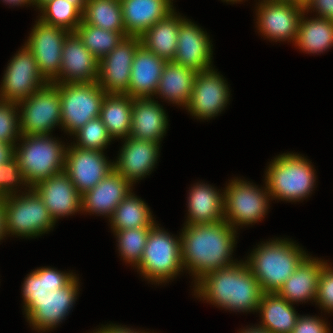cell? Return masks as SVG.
Segmentation results:
<instances>
[{"instance_id": "1", "label": "cell", "mask_w": 333, "mask_h": 333, "mask_svg": "<svg viewBox=\"0 0 333 333\" xmlns=\"http://www.w3.org/2000/svg\"><path fill=\"white\" fill-rule=\"evenodd\" d=\"M237 231L227 222L185 224L181 237V259L184 270L194 282L209 272L230 267Z\"/></svg>"}, {"instance_id": "2", "label": "cell", "mask_w": 333, "mask_h": 333, "mask_svg": "<svg viewBox=\"0 0 333 333\" xmlns=\"http://www.w3.org/2000/svg\"><path fill=\"white\" fill-rule=\"evenodd\" d=\"M207 273L195 282L194 294L220 308L256 312L264 294L244 261Z\"/></svg>"}, {"instance_id": "3", "label": "cell", "mask_w": 333, "mask_h": 333, "mask_svg": "<svg viewBox=\"0 0 333 333\" xmlns=\"http://www.w3.org/2000/svg\"><path fill=\"white\" fill-rule=\"evenodd\" d=\"M54 139L51 134L21 135V144H15L12 172L16 187L22 184L32 188L41 180L64 170L66 147Z\"/></svg>"}, {"instance_id": "4", "label": "cell", "mask_w": 333, "mask_h": 333, "mask_svg": "<svg viewBox=\"0 0 333 333\" xmlns=\"http://www.w3.org/2000/svg\"><path fill=\"white\" fill-rule=\"evenodd\" d=\"M245 261L264 293H275L308 256L289 239L269 240L253 249Z\"/></svg>"}, {"instance_id": "5", "label": "cell", "mask_w": 333, "mask_h": 333, "mask_svg": "<svg viewBox=\"0 0 333 333\" xmlns=\"http://www.w3.org/2000/svg\"><path fill=\"white\" fill-rule=\"evenodd\" d=\"M305 157L283 153L274 158L266 171L265 183L272 199L300 201L313 191L315 170Z\"/></svg>"}, {"instance_id": "6", "label": "cell", "mask_w": 333, "mask_h": 333, "mask_svg": "<svg viewBox=\"0 0 333 333\" xmlns=\"http://www.w3.org/2000/svg\"><path fill=\"white\" fill-rule=\"evenodd\" d=\"M145 279L156 284L183 272L181 237H174L156 223L149 231L140 262L135 266Z\"/></svg>"}, {"instance_id": "7", "label": "cell", "mask_w": 333, "mask_h": 333, "mask_svg": "<svg viewBox=\"0 0 333 333\" xmlns=\"http://www.w3.org/2000/svg\"><path fill=\"white\" fill-rule=\"evenodd\" d=\"M16 189L4 198L7 235L35 238L52 230L56 222L39 195L32 188L22 195Z\"/></svg>"}, {"instance_id": "8", "label": "cell", "mask_w": 333, "mask_h": 333, "mask_svg": "<svg viewBox=\"0 0 333 333\" xmlns=\"http://www.w3.org/2000/svg\"><path fill=\"white\" fill-rule=\"evenodd\" d=\"M61 99V126L70 135L100 117L105 91L97 82L55 83Z\"/></svg>"}, {"instance_id": "9", "label": "cell", "mask_w": 333, "mask_h": 333, "mask_svg": "<svg viewBox=\"0 0 333 333\" xmlns=\"http://www.w3.org/2000/svg\"><path fill=\"white\" fill-rule=\"evenodd\" d=\"M252 184L236 178L223 190L224 221L235 230L240 225L247 226L261 221L269 208L271 196L266 183L264 189Z\"/></svg>"}, {"instance_id": "10", "label": "cell", "mask_w": 333, "mask_h": 333, "mask_svg": "<svg viewBox=\"0 0 333 333\" xmlns=\"http://www.w3.org/2000/svg\"><path fill=\"white\" fill-rule=\"evenodd\" d=\"M21 135H50L61 127V99L55 83H47L18 103Z\"/></svg>"}, {"instance_id": "11", "label": "cell", "mask_w": 333, "mask_h": 333, "mask_svg": "<svg viewBox=\"0 0 333 333\" xmlns=\"http://www.w3.org/2000/svg\"><path fill=\"white\" fill-rule=\"evenodd\" d=\"M79 279L75 276L66 286L47 291L41 297H29L23 304L27 321L36 331H50L66 318L77 300Z\"/></svg>"}, {"instance_id": "12", "label": "cell", "mask_w": 333, "mask_h": 333, "mask_svg": "<svg viewBox=\"0 0 333 333\" xmlns=\"http://www.w3.org/2000/svg\"><path fill=\"white\" fill-rule=\"evenodd\" d=\"M47 83L38 70L34 54L24 45L7 65L0 100L19 103Z\"/></svg>"}, {"instance_id": "13", "label": "cell", "mask_w": 333, "mask_h": 333, "mask_svg": "<svg viewBox=\"0 0 333 333\" xmlns=\"http://www.w3.org/2000/svg\"><path fill=\"white\" fill-rule=\"evenodd\" d=\"M37 20L24 45L34 54L43 78L53 83L60 75L63 43L71 32Z\"/></svg>"}, {"instance_id": "14", "label": "cell", "mask_w": 333, "mask_h": 333, "mask_svg": "<svg viewBox=\"0 0 333 333\" xmlns=\"http://www.w3.org/2000/svg\"><path fill=\"white\" fill-rule=\"evenodd\" d=\"M140 45V37H125L110 53L99 60L97 83L106 94L129 95L131 67Z\"/></svg>"}, {"instance_id": "15", "label": "cell", "mask_w": 333, "mask_h": 333, "mask_svg": "<svg viewBox=\"0 0 333 333\" xmlns=\"http://www.w3.org/2000/svg\"><path fill=\"white\" fill-rule=\"evenodd\" d=\"M214 68L199 71L186 109L197 119H210L221 113L230 97L228 83Z\"/></svg>"}, {"instance_id": "16", "label": "cell", "mask_w": 333, "mask_h": 333, "mask_svg": "<svg viewBox=\"0 0 333 333\" xmlns=\"http://www.w3.org/2000/svg\"><path fill=\"white\" fill-rule=\"evenodd\" d=\"M114 170V161L106 159L103 151L66 147L64 171L82 195L91 190Z\"/></svg>"}, {"instance_id": "17", "label": "cell", "mask_w": 333, "mask_h": 333, "mask_svg": "<svg viewBox=\"0 0 333 333\" xmlns=\"http://www.w3.org/2000/svg\"><path fill=\"white\" fill-rule=\"evenodd\" d=\"M258 30L272 41H291L295 43L299 30L300 19L305 11L294 3L273 2L262 0L258 3Z\"/></svg>"}, {"instance_id": "18", "label": "cell", "mask_w": 333, "mask_h": 333, "mask_svg": "<svg viewBox=\"0 0 333 333\" xmlns=\"http://www.w3.org/2000/svg\"><path fill=\"white\" fill-rule=\"evenodd\" d=\"M98 66L99 61L71 32L63 43L60 75L53 83L97 82Z\"/></svg>"}, {"instance_id": "19", "label": "cell", "mask_w": 333, "mask_h": 333, "mask_svg": "<svg viewBox=\"0 0 333 333\" xmlns=\"http://www.w3.org/2000/svg\"><path fill=\"white\" fill-rule=\"evenodd\" d=\"M32 189L43 200L55 222L61 217L81 212V194L64 170L41 180Z\"/></svg>"}, {"instance_id": "20", "label": "cell", "mask_w": 333, "mask_h": 333, "mask_svg": "<svg viewBox=\"0 0 333 333\" xmlns=\"http://www.w3.org/2000/svg\"><path fill=\"white\" fill-rule=\"evenodd\" d=\"M178 43L173 62L195 71L212 68V43L198 25L185 19L179 26Z\"/></svg>"}, {"instance_id": "21", "label": "cell", "mask_w": 333, "mask_h": 333, "mask_svg": "<svg viewBox=\"0 0 333 333\" xmlns=\"http://www.w3.org/2000/svg\"><path fill=\"white\" fill-rule=\"evenodd\" d=\"M123 140L125 142L114 162V169L133 185L153 171L160 144L132 137Z\"/></svg>"}, {"instance_id": "22", "label": "cell", "mask_w": 333, "mask_h": 333, "mask_svg": "<svg viewBox=\"0 0 333 333\" xmlns=\"http://www.w3.org/2000/svg\"><path fill=\"white\" fill-rule=\"evenodd\" d=\"M132 186L114 169L91 190L81 195V211L110 218L118 204L130 193Z\"/></svg>"}, {"instance_id": "23", "label": "cell", "mask_w": 333, "mask_h": 333, "mask_svg": "<svg viewBox=\"0 0 333 333\" xmlns=\"http://www.w3.org/2000/svg\"><path fill=\"white\" fill-rule=\"evenodd\" d=\"M152 98H133L129 137L160 144L167 132L168 119L163 106Z\"/></svg>"}, {"instance_id": "24", "label": "cell", "mask_w": 333, "mask_h": 333, "mask_svg": "<svg viewBox=\"0 0 333 333\" xmlns=\"http://www.w3.org/2000/svg\"><path fill=\"white\" fill-rule=\"evenodd\" d=\"M166 62L141 44L133 58L129 95L132 98L154 96Z\"/></svg>"}, {"instance_id": "25", "label": "cell", "mask_w": 333, "mask_h": 333, "mask_svg": "<svg viewBox=\"0 0 333 333\" xmlns=\"http://www.w3.org/2000/svg\"><path fill=\"white\" fill-rule=\"evenodd\" d=\"M127 37H140L174 10L168 0H120Z\"/></svg>"}, {"instance_id": "26", "label": "cell", "mask_w": 333, "mask_h": 333, "mask_svg": "<svg viewBox=\"0 0 333 333\" xmlns=\"http://www.w3.org/2000/svg\"><path fill=\"white\" fill-rule=\"evenodd\" d=\"M311 257L308 255L276 292L291 304L306 300L315 302L319 275L326 261Z\"/></svg>"}, {"instance_id": "27", "label": "cell", "mask_w": 333, "mask_h": 333, "mask_svg": "<svg viewBox=\"0 0 333 333\" xmlns=\"http://www.w3.org/2000/svg\"><path fill=\"white\" fill-rule=\"evenodd\" d=\"M188 218L185 224L216 223L224 220V192L209 184L196 183L188 196Z\"/></svg>"}, {"instance_id": "28", "label": "cell", "mask_w": 333, "mask_h": 333, "mask_svg": "<svg viewBox=\"0 0 333 333\" xmlns=\"http://www.w3.org/2000/svg\"><path fill=\"white\" fill-rule=\"evenodd\" d=\"M180 16L173 10L161 21H157L140 36L141 44L158 57L173 61L178 43L179 26L186 19Z\"/></svg>"}, {"instance_id": "29", "label": "cell", "mask_w": 333, "mask_h": 333, "mask_svg": "<svg viewBox=\"0 0 333 333\" xmlns=\"http://www.w3.org/2000/svg\"><path fill=\"white\" fill-rule=\"evenodd\" d=\"M197 73L194 69L167 61L155 95L158 94L161 98L169 100L168 102L187 107Z\"/></svg>"}, {"instance_id": "30", "label": "cell", "mask_w": 333, "mask_h": 333, "mask_svg": "<svg viewBox=\"0 0 333 333\" xmlns=\"http://www.w3.org/2000/svg\"><path fill=\"white\" fill-rule=\"evenodd\" d=\"M261 323L270 333H291L296 325L299 314L285 298L275 293H264L258 310Z\"/></svg>"}, {"instance_id": "31", "label": "cell", "mask_w": 333, "mask_h": 333, "mask_svg": "<svg viewBox=\"0 0 333 333\" xmlns=\"http://www.w3.org/2000/svg\"><path fill=\"white\" fill-rule=\"evenodd\" d=\"M133 98L127 94H106L100 118L114 139L128 138L131 132Z\"/></svg>"}, {"instance_id": "32", "label": "cell", "mask_w": 333, "mask_h": 333, "mask_svg": "<svg viewBox=\"0 0 333 333\" xmlns=\"http://www.w3.org/2000/svg\"><path fill=\"white\" fill-rule=\"evenodd\" d=\"M305 11L300 19L299 30L294 45L302 51L323 53L333 46V21L325 18L307 19Z\"/></svg>"}, {"instance_id": "33", "label": "cell", "mask_w": 333, "mask_h": 333, "mask_svg": "<svg viewBox=\"0 0 333 333\" xmlns=\"http://www.w3.org/2000/svg\"><path fill=\"white\" fill-rule=\"evenodd\" d=\"M132 191L118 204L109 219L113 232L153 227L156 224L148 205Z\"/></svg>"}, {"instance_id": "34", "label": "cell", "mask_w": 333, "mask_h": 333, "mask_svg": "<svg viewBox=\"0 0 333 333\" xmlns=\"http://www.w3.org/2000/svg\"><path fill=\"white\" fill-rule=\"evenodd\" d=\"M82 22L108 31L125 32L120 0H87Z\"/></svg>"}, {"instance_id": "35", "label": "cell", "mask_w": 333, "mask_h": 333, "mask_svg": "<svg viewBox=\"0 0 333 333\" xmlns=\"http://www.w3.org/2000/svg\"><path fill=\"white\" fill-rule=\"evenodd\" d=\"M75 33L98 61L127 37L126 32L108 31L84 22H81Z\"/></svg>"}, {"instance_id": "36", "label": "cell", "mask_w": 333, "mask_h": 333, "mask_svg": "<svg viewBox=\"0 0 333 333\" xmlns=\"http://www.w3.org/2000/svg\"><path fill=\"white\" fill-rule=\"evenodd\" d=\"M39 10L42 13L41 22L70 32H75L82 22V11L67 0H49Z\"/></svg>"}, {"instance_id": "37", "label": "cell", "mask_w": 333, "mask_h": 333, "mask_svg": "<svg viewBox=\"0 0 333 333\" xmlns=\"http://www.w3.org/2000/svg\"><path fill=\"white\" fill-rule=\"evenodd\" d=\"M151 228L141 227L114 232L117 236L116 239H118L117 246L120 256L123 257L126 263L136 266L140 262Z\"/></svg>"}, {"instance_id": "38", "label": "cell", "mask_w": 333, "mask_h": 333, "mask_svg": "<svg viewBox=\"0 0 333 333\" xmlns=\"http://www.w3.org/2000/svg\"><path fill=\"white\" fill-rule=\"evenodd\" d=\"M74 135L77 143L73 146L90 150L104 151L113 140L100 117L89 120Z\"/></svg>"}, {"instance_id": "39", "label": "cell", "mask_w": 333, "mask_h": 333, "mask_svg": "<svg viewBox=\"0 0 333 333\" xmlns=\"http://www.w3.org/2000/svg\"><path fill=\"white\" fill-rule=\"evenodd\" d=\"M18 103L0 100V141L15 145L21 137ZM17 111V112H16Z\"/></svg>"}, {"instance_id": "40", "label": "cell", "mask_w": 333, "mask_h": 333, "mask_svg": "<svg viewBox=\"0 0 333 333\" xmlns=\"http://www.w3.org/2000/svg\"><path fill=\"white\" fill-rule=\"evenodd\" d=\"M316 304L328 313L333 312V267L326 262L318 279Z\"/></svg>"}, {"instance_id": "41", "label": "cell", "mask_w": 333, "mask_h": 333, "mask_svg": "<svg viewBox=\"0 0 333 333\" xmlns=\"http://www.w3.org/2000/svg\"><path fill=\"white\" fill-rule=\"evenodd\" d=\"M45 284V267L31 271L22 285V297L25 302L29 297H41L47 293Z\"/></svg>"}, {"instance_id": "42", "label": "cell", "mask_w": 333, "mask_h": 333, "mask_svg": "<svg viewBox=\"0 0 333 333\" xmlns=\"http://www.w3.org/2000/svg\"><path fill=\"white\" fill-rule=\"evenodd\" d=\"M327 322L319 316L299 315L296 325L291 333H330Z\"/></svg>"}, {"instance_id": "43", "label": "cell", "mask_w": 333, "mask_h": 333, "mask_svg": "<svg viewBox=\"0 0 333 333\" xmlns=\"http://www.w3.org/2000/svg\"><path fill=\"white\" fill-rule=\"evenodd\" d=\"M74 277L75 274L72 272L65 273L54 268H45V284L48 291H55L66 286Z\"/></svg>"}, {"instance_id": "44", "label": "cell", "mask_w": 333, "mask_h": 333, "mask_svg": "<svg viewBox=\"0 0 333 333\" xmlns=\"http://www.w3.org/2000/svg\"><path fill=\"white\" fill-rule=\"evenodd\" d=\"M311 9L318 12V18L333 21V0H312L304 10L308 13Z\"/></svg>"}, {"instance_id": "45", "label": "cell", "mask_w": 333, "mask_h": 333, "mask_svg": "<svg viewBox=\"0 0 333 333\" xmlns=\"http://www.w3.org/2000/svg\"><path fill=\"white\" fill-rule=\"evenodd\" d=\"M16 184L12 173L0 165V198H5L9 193L15 190Z\"/></svg>"}, {"instance_id": "46", "label": "cell", "mask_w": 333, "mask_h": 333, "mask_svg": "<svg viewBox=\"0 0 333 333\" xmlns=\"http://www.w3.org/2000/svg\"><path fill=\"white\" fill-rule=\"evenodd\" d=\"M15 145L0 141V165L11 173L14 169Z\"/></svg>"}, {"instance_id": "47", "label": "cell", "mask_w": 333, "mask_h": 333, "mask_svg": "<svg viewBox=\"0 0 333 333\" xmlns=\"http://www.w3.org/2000/svg\"><path fill=\"white\" fill-rule=\"evenodd\" d=\"M93 333H149V332H144V331H136L135 329H131L128 327H123L121 325H116V324H110V325H105L102 326L100 329L98 328L95 332Z\"/></svg>"}, {"instance_id": "48", "label": "cell", "mask_w": 333, "mask_h": 333, "mask_svg": "<svg viewBox=\"0 0 333 333\" xmlns=\"http://www.w3.org/2000/svg\"><path fill=\"white\" fill-rule=\"evenodd\" d=\"M5 207L4 198H0V241L6 237Z\"/></svg>"}, {"instance_id": "49", "label": "cell", "mask_w": 333, "mask_h": 333, "mask_svg": "<svg viewBox=\"0 0 333 333\" xmlns=\"http://www.w3.org/2000/svg\"><path fill=\"white\" fill-rule=\"evenodd\" d=\"M239 333H270L266 329H264L262 326L258 325L255 327H248L247 329H242L239 331Z\"/></svg>"}, {"instance_id": "50", "label": "cell", "mask_w": 333, "mask_h": 333, "mask_svg": "<svg viewBox=\"0 0 333 333\" xmlns=\"http://www.w3.org/2000/svg\"><path fill=\"white\" fill-rule=\"evenodd\" d=\"M3 2L10 5L12 4V6L33 5V0H3Z\"/></svg>"}, {"instance_id": "51", "label": "cell", "mask_w": 333, "mask_h": 333, "mask_svg": "<svg viewBox=\"0 0 333 333\" xmlns=\"http://www.w3.org/2000/svg\"><path fill=\"white\" fill-rule=\"evenodd\" d=\"M69 3L75 4L81 11L84 9V5L87 0H67Z\"/></svg>"}, {"instance_id": "52", "label": "cell", "mask_w": 333, "mask_h": 333, "mask_svg": "<svg viewBox=\"0 0 333 333\" xmlns=\"http://www.w3.org/2000/svg\"><path fill=\"white\" fill-rule=\"evenodd\" d=\"M311 1L312 0H293V3L305 9Z\"/></svg>"}, {"instance_id": "53", "label": "cell", "mask_w": 333, "mask_h": 333, "mask_svg": "<svg viewBox=\"0 0 333 333\" xmlns=\"http://www.w3.org/2000/svg\"><path fill=\"white\" fill-rule=\"evenodd\" d=\"M47 1L49 0H33V5H36V8L39 9Z\"/></svg>"}, {"instance_id": "54", "label": "cell", "mask_w": 333, "mask_h": 333, "mask_svg": "<svg viewBox=\"0 0 333 333\" xmlns=\"http://www.w3.org/2000/svg\"><path fill=\"white\" fill-rule=\"evenodd\" d=\"M273 2H282V3H293V0H270Z\"/></svg>"}, {"instance_id": "55", "label": "cell", "mask_w": 333, "mask_h": 333, "mask_svg": "<svg viewBox=\"0 0 333 333\" xmlns=\"http://www.w3.org/2000/svg\"><path fill=\"white\" fill-rule=\"evenodd\" d=\"M223 1H226V2H232V3H237V2H241L242 0H223Z\"/></svg>"}]
</instances>
